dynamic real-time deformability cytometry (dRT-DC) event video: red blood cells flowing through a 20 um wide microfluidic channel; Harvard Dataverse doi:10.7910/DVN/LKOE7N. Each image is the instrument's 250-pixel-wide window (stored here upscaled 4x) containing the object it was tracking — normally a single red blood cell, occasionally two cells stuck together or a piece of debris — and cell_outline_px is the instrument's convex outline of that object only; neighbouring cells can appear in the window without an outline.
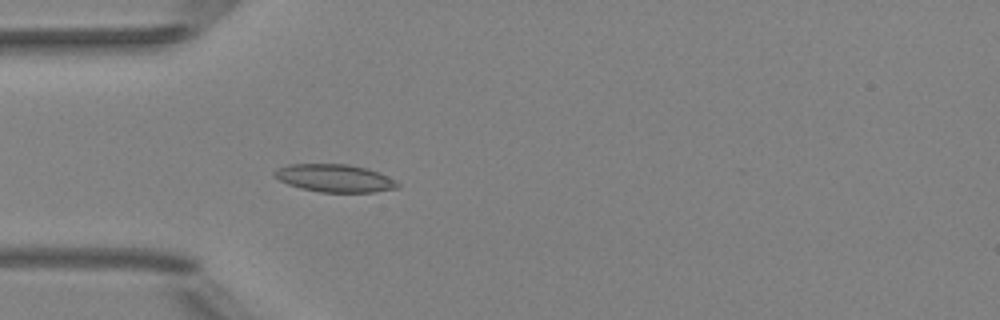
{"species": "Egyptian fruit bat (a non-hibernating species)", "species_latin": "Rousettus aegyptiacus", "temperature_condition": "room temperature", "stored_images_in_passage": 49, "camera_frame_rate_fps": 3000, "um_per_image_px": 0.085, "animal": {"sex": "female"}, "frame": {"image": 1, "passage_image": 13, "time_ms": 4.0, "image_size_px": [1000, 320], "cell_outline_px": [[400, 184], [396, 188], [372, 192], [320, 192], [300, 188], [288, 184], [272, 176], [272, 172], [276, 168], [288, 164], [348, 164], [368, 168], [396, 180]], "centroid_in_image_um": [28.4, 15.13], "position_along_channel_um": 56.6, "area_um2": 20.0}}
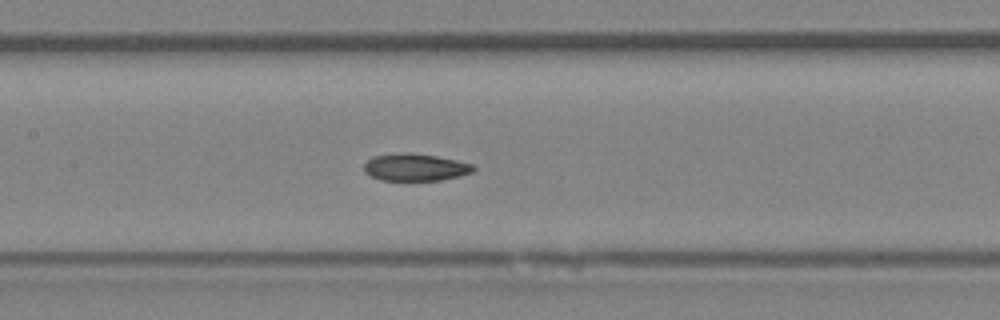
{"frame": {"image": 2, "passage_image": 22, "time_ms": 7.0, "image_size_px": [1000, 320], "cell_outline_px": [[476, 168], [472, 172], [460, 176], [440, 180], [380, 180], [364, 172], [364, 164], [372, 156], [408, 152], [436, 156], [456, 160], [472, 164]], "centroid_in_image_um": [35.29, 14.22], "position_along_channel_um": 172.1, "area_um2": 17.28}}
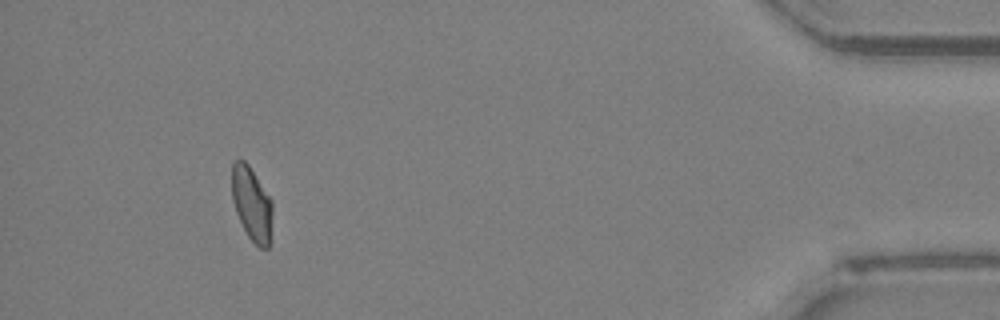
{"frame": {"image": 3, "passage_image": 45, "time_ms": 14.667, "image_size_px": [1000, 320], "cell_outline_px": [[272, 216], [268, 248], [260, 248], [248, 236], [236, 212], [232, 200], [232, 164], [236, 160], [244, 160], [248, 164], [272, 200]], "centroid_in_image_um": [21.39, 17.31], "position_along_channel_um": 413.8, "area_um2": 17.22}, "authors_computed_cell_mechanics": {"area_um2": 17.7446, "velocity_mm_per_s": 4.0209, "shape_relaxation_time_tau1_ms": null, "shape_relaxation_time_tau2_ms": 2.3285, "deformation_change_tau1": null, "deformation_change_tau2": 0.0648}}